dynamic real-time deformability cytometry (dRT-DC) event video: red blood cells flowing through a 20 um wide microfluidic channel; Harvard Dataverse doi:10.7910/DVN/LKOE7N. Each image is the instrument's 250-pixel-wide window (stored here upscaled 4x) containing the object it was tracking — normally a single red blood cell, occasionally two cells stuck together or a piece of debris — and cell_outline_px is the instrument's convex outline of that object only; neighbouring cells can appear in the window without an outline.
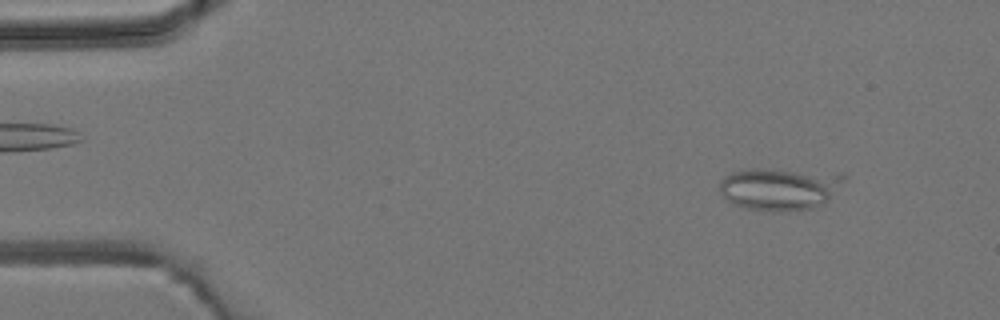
{"species": "common noctule bat (a hibernating species)", "species_latin": "Nyctalus noctula", "temperature_condition": "room temperature", "stored_images_in_passage": 3, "camera_frame_rate_fps": 3000, "um_per_image_px": 0.085, "animal": {"sex": "male", "body_mass_g": 19.2, "forearm_length_mm": 51.8}, "frame": {"image": 1, "passage_image": 1, "time_ms": 0.0, "image_size_px": [1000, 320], "cell_outline_px": [[848, 176], [828, 200], [824, 204], [812, 208], [776, 212], [772, 212], [748, 208], [736, 204], [728, 200], [720, 192], [720, 180], [724, 176], [732, 172], [744, 168], [772, 168], [844, 172]], "centroid_in_image_um": [66.33, 16.0], "position_along_channel_um": 18.7, "area_um2": 31.5}}